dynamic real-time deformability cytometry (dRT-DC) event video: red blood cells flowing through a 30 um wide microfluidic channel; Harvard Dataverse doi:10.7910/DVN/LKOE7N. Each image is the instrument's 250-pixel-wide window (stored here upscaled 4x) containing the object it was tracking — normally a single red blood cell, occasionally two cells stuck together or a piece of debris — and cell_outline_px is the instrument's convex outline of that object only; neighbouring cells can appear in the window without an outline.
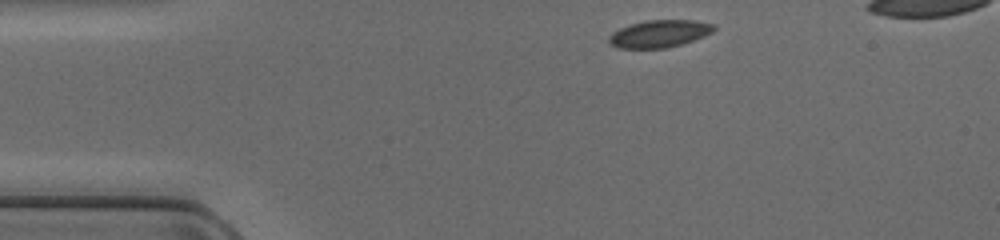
{"species": "common noctule bat (a hibernating species)", "species_latin": "Nyctalus noctula", "temperature_condition": "cold", "stored_images_in_passage": 37, "camera_frame_rate_fps": 3000, "um_per_image_px": 0.085, "animal": {"sex": "female", "body_mass_g": 17.0, "forearm_length_mm": 48.0}, "frame": {"image": 1, "passage_image": 1, "time_ms": 0.0, "image_size_px": [1000, 240], "cell_outline_px": [[716, 28], [712, 32], [704, 36], [680, 44], [664, 48], [620, 48], [612, 44], [608, 40], [608, 36], [612, 32], [620, 28], [644, 20], [696, 20], [716, 24]], "centroid_in_image_um": [56.07, 2.85], "position_along_channel_um": 28.9, "area_um2": 16.65}}
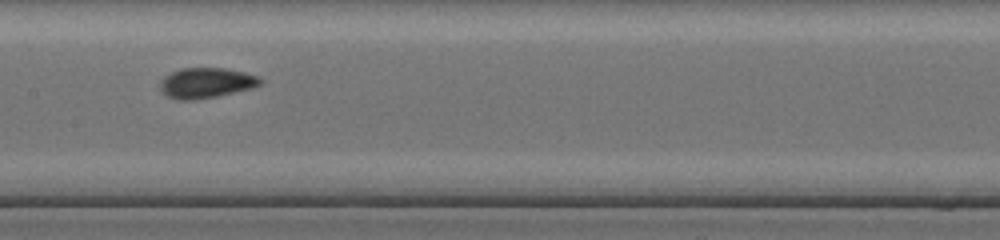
{"frame": {"image": 2, "passage_image": 16, "time_ms": 5.0, "image_size_px": [1000, 240], "cell_outline_px": [[260, 84], [252, 88], [216, 96], [192, 100], [180, 100], [168, 96], [160, 88], [160, 80], [164, 76], [180, 68], [224, 68], [244, 72], [260, 76]], "centroid_in_image_um": [17.51, 7.03], "position_along_channel_um": 189.9, "area_um2": 17.51}}
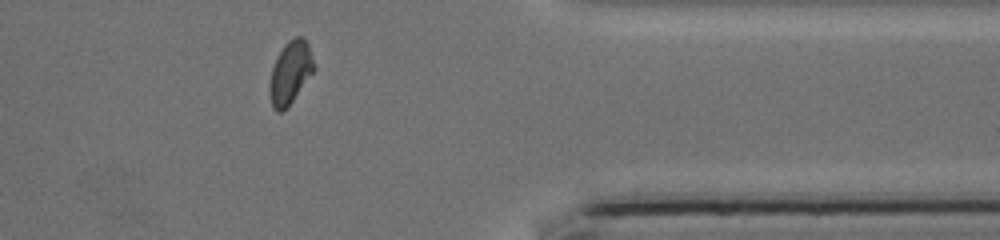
{"frame": {"image": 3, "passage_image": 31, "time_ms": 10.0, "image_size_px": [1000, 240], "cell_outline_px": [[316, 68], [288, 108], [280, 112], [276, 112], [272, 108], [268, 92], [268, 84], [272, 68], [284, 44], [288, 40], [296, 36], [304, 36], [308, 44]], "centroid_in_image_um": [24.66, 6.2], "position_along_channel_um": 386.7, "area_um2": 16.53}}